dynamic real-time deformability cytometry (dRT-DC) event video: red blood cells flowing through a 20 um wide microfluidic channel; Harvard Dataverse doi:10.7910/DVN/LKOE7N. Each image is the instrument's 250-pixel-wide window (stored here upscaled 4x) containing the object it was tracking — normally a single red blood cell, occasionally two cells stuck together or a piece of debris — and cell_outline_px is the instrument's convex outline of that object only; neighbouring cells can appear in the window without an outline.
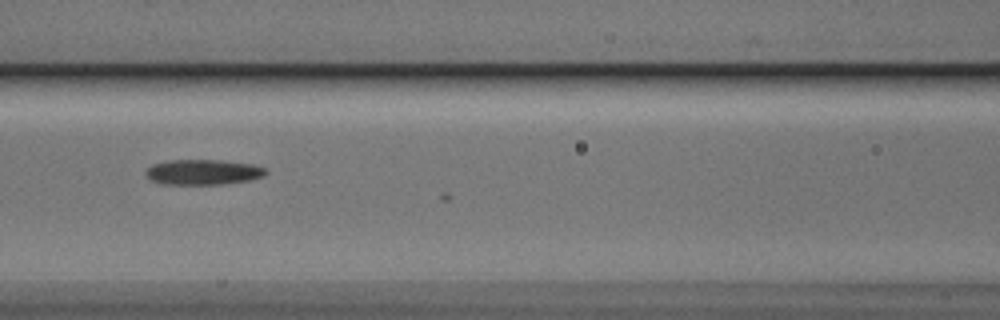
{"species": "Egyptian fruit bat (a non-hibernating species)", "species_latin": "Rousettus aegyptiacus", "temperature_condition": "cold", "stored_images_in_passage": 8, "camera_frame_rate_fps": 3000, "um_per_image_px": 0.085, "animal": {"sex": "male"}, "frame": {"image": 1, "passage_image": 7, "time_ms": 2.0, "image_size_px": [1000, 320], "cell_outline_px": [[268, 172], [260, 176], [248, 180], [220, 184], [164, 184], [152, 180], [144, 172], [152, 164], [168, 160], [220, 160], [252, 164], [264, 168]], "centroid_in_image_um": [17.22, 14.62], "position_along_channel_um": 149.4, "area_um2": 17.4}}